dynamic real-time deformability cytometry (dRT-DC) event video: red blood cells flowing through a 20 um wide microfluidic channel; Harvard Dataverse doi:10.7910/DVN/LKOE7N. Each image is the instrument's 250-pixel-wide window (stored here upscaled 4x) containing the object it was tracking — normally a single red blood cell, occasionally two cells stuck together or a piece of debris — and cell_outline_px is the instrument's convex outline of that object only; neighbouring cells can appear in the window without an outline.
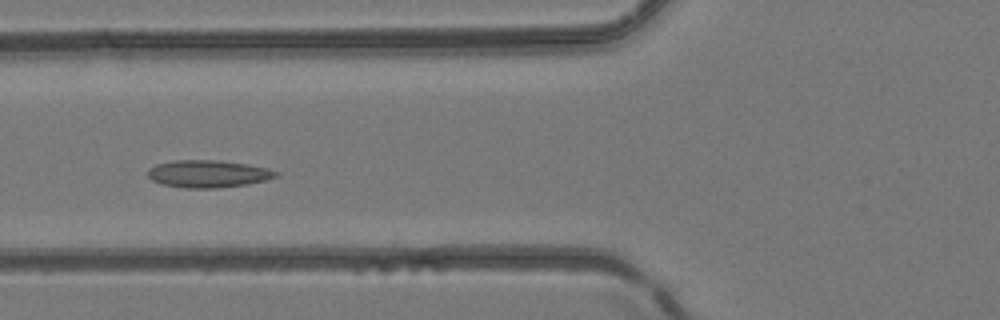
{"species": "common noctule bat (a hibernating species)", "species_latin": "Nyctalus noctula", "temperature_condition": "room temperature", "stored_images_in_passage": 5, "camera_frame_rate_fps": 3000, "um_per_image_px": 0.085, "animal": {"sex": "female", "body_mass_g": 24.6, "forearm_length_mm": 56.2}, "frame": {"image": 1, "passage_image": 5, "time_ms": 1.333, "image_size_px": [1000, 320], "cell_outline_px": [[280, 176], [248, 184], [216, 188], [184, 188], [164, 184], [152, 180], [148, 176], [148, 168], [156, 164], [172, 160], [220, 160], [248, 164], [268, 168], [280, 172]], "centroid_in_image_um": [17.71, 14.76], "position_along_channel_um": 108.1, "area_um2": 20.58}}